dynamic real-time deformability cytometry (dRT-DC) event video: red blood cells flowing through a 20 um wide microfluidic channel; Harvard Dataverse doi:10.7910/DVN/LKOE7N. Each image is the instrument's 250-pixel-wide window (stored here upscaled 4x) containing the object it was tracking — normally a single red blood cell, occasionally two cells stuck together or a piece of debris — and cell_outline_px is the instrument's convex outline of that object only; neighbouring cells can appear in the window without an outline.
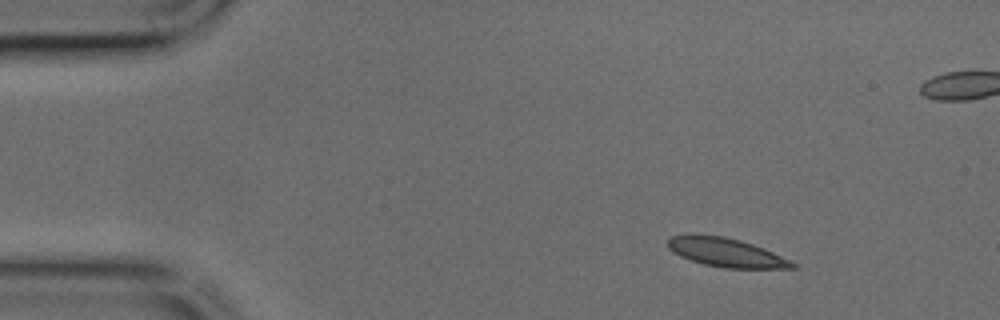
{"species": "common noctule bat (a hibernating species)", "species_latin": "Nyctalus noctula", "temperature_condition": "cold", "stored_images_in_passage": 41, "camera_frame_rate_fps": 3000, "um_per_image_px": 0.085, "animal": {"sex": "male", "body_mass_g": 17.9, "forearm_length_mm": 54.2}, "frame": {"image": 1, "passage_image": 1, "time_ms": 0.0, "image_size_px": [1000, 320], "cell_outline_px": [[796, 268], [724, 268], [704, 264], [680, 256], [668, 248], [668, 240], [672, 236], [724, 236], [740, 240], [764, 248], [796, 264]], "centroid_in_image_um": [61.74, 21.48], "position_along_channel_um": 23.3, "area_um2": 20.23}}
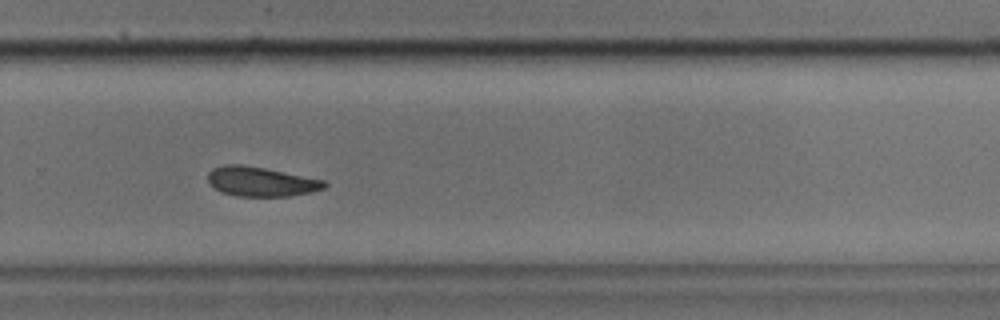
{"frame": {"image": 2, "passage_image": 25, "time_ms": 8.0, "image_size_px": [1000, 320], "cell_outline_px": [[328, 184], [324, 188], [308, 192], [288, 196], [236, 196], [220, 192], [208, 180], [208, 172], [212, 168], [224, 164], [240, 164], [264, 168], [324, 180]], "centroid_in_image_um": [22.14, 15.43], "position_along_channel_um": 307.7, "area_um2": 19.83}}
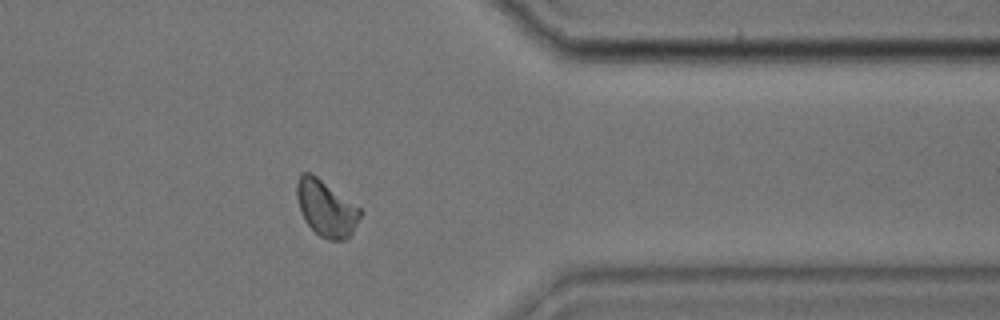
{"frame": {"image": 3, "passage_image": 31, "time_ms": 10.0, "image_size_px": [1000, 320], "cell_outline_px": [[360, 216], [352, 232], [344, 240], [328, 240], [320, 236], [304, 220], [300, 212], [296, 196], [296, 184], [300, 176], [304, 172], [312, 172], [360, 208]], "centroid_in_image_um": [27.68, 17.69], "position_along_channel_um": 383.7, "area_um2": 20.52}}